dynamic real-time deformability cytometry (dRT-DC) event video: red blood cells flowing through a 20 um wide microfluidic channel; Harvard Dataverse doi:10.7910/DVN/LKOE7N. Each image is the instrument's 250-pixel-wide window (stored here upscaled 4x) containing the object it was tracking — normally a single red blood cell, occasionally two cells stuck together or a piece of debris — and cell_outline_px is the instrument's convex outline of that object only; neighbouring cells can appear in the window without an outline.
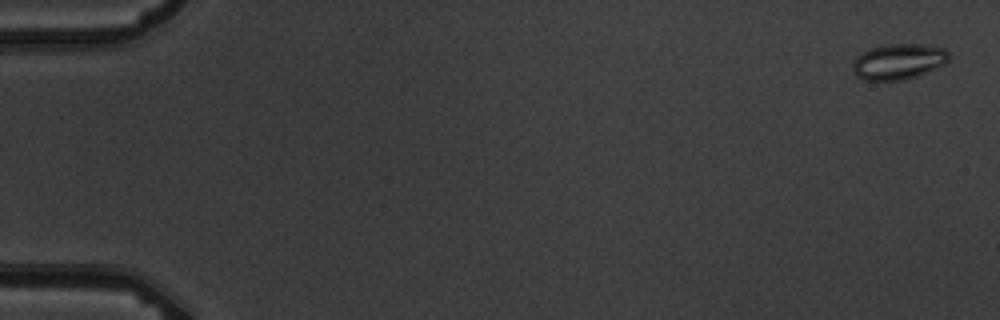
{"species": "common noctule bat (a hibernating species)", "species_latin": "Nyctalus noctula", "temperature_condition": "warm", "stored_images_in_passage": 8, "camera_frame_rate_fps": 3000, "um_per_image_px": 0.085, "animal": {"sex": "male", "body_mass_g": 19.5, "forearm_length_mm": 54.6}, "frame": {"image": 1, "passage_image": 1, "time_ms": 0.0, "image_size_px": [1000, 320], "cell_outline_px": [[948, 60], [944, 64], [936, 68], [916, 76], [904, 80], [864, 80], [856, 76], [852, 68], [852, 64], [856, 56], [872, 48], [888, 44], [924, 44], [944, 48], [948, 52]], "centroid_in_image_um": [76.36, 5.23], "position_along_channel_um": 8.6, "area_um2": 19.88}}
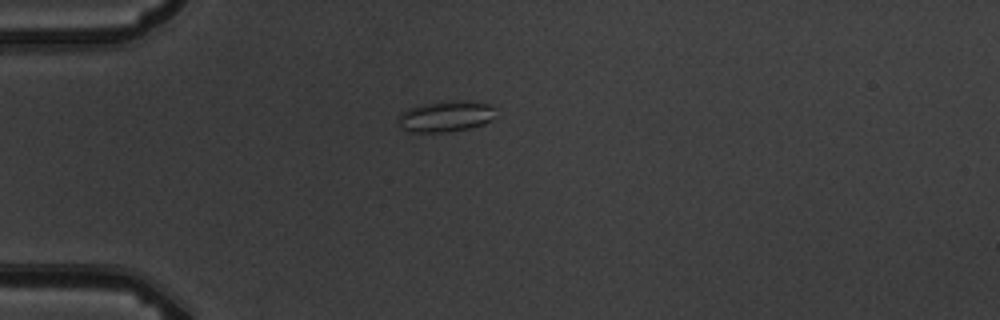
{"frame": {"image": 2, "passage_image": 5, "time_ms": 4.667, "image_size_px": [1000, 320], "cell_outline_px": [[496, 116], [492, 120], [484, 124], [468, 128], [444, 132], [408, 132], [400, 128], [400, 116], [408, 108], [420, 104], [440, 100], [468, 100], [488, 104], [496, 108]], "centroid_in_image_um": [37.93, 9.86], "position_along_channel_um": 47.1, "area_um2": 17.92}}
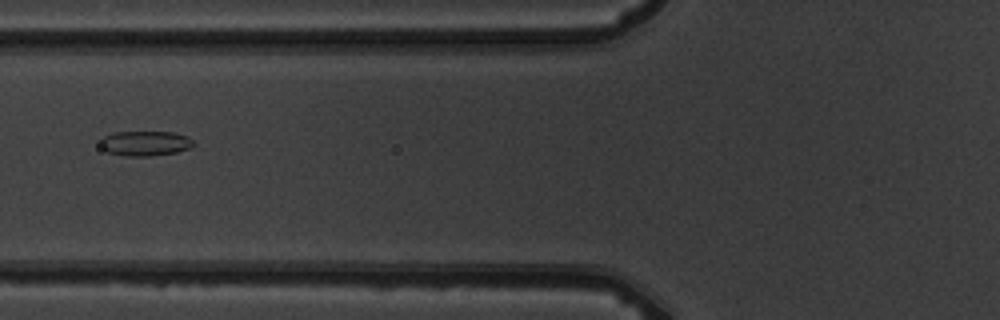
{"frame": {"image": 3, "passage_image": 7, "time_ms": 7.0, "image_size_px": [1000, 320], "cell_outline_px": [[196, 144], [188, 148], [176, 152], [148, 156], [124, 156], [108, 152], [100, 148], [100, 140], [104, 136], [112, 132], [172, 132], [188, 136]], "centroid_in_image_um": [12.31, 12.18], "position_along_channel_um": 113.5, "area_um2": 13.58}}